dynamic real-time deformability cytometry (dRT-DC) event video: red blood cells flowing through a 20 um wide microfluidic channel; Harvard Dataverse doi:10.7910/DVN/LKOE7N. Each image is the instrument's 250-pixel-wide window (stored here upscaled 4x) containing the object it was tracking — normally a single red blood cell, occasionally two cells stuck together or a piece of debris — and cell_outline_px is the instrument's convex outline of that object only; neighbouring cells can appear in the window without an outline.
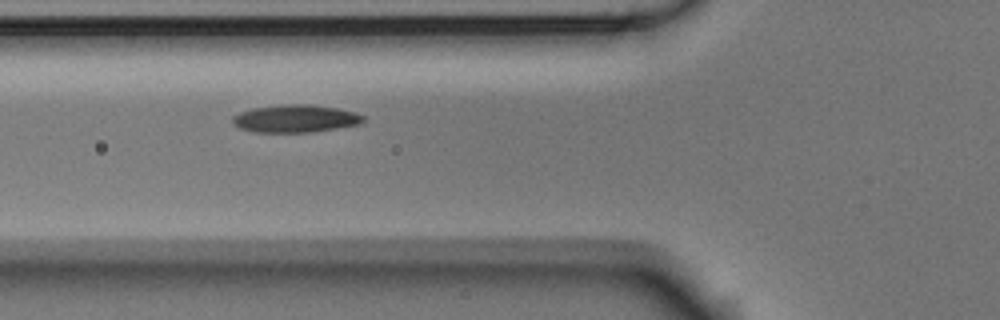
{"species": "Egyptian fruit bat (a non-hibernating species)", "species_latin": "Rousettus aegyptiacus", "temperature_condition": "room temperature", "stored_images_in_passage": 3, "camera_frame_rate_fps": 3000, "um_per_image_px": 0.085, "animal": {"sex": "male"}, "frame": {"image": 1, "passage_image": 2, "time_ms": 0.333, "image_size_px": [1000, 320], "cell_outline_px": [[364, 120], [360, 124], [312, 132], [252, 132], [240, 128], [232, 124], [232, 116], [240, 112], [252, 108], [284, 104], [308, 104], [336, 108], [356, 112], [364, 116]], "centroid_in_image_um": [25.08, 10.08], "position_along_channel_um": 100.7, "area_um2": 21.1}}
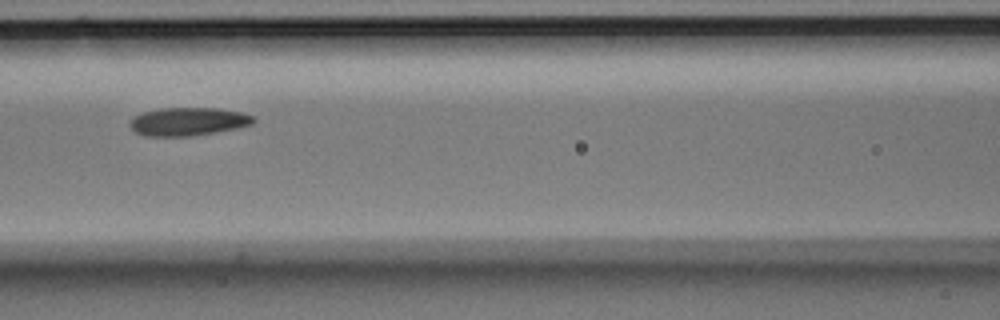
{"frame": {"image": 2, "passage_image": 3, "time_ms": 0.667, "image_size_px": [1000, 320], "cell_outline_px": [[256, 120], [252, 124], [236, 128], [216, 132], [192, 136], [144, 136], [136, 132], [128, 124], [136, 116], [144, 112], [160, 108], [216, 108], [240, 112], [252, 116]], "centroid_in_image_um": [15.99, 10.34], "position_along_channel_um": 150.6, "area_um2": 20.11}}